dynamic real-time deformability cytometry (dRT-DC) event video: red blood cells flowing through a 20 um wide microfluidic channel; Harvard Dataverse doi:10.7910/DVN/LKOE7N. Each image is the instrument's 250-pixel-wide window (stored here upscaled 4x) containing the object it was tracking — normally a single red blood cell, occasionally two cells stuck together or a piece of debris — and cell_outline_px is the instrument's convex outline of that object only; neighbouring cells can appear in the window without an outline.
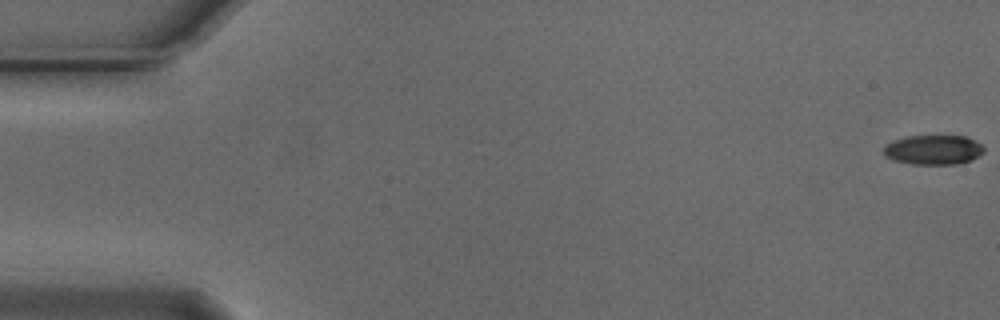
{"species": "Egyptian fruit bat (a non-hibernating species)", "species_latin": "Rousettus aegyptiacus", "temperature_condition": "cold", "stored_images_in_passage": 56, "camera_frame_rate_fps": 3000, "um_per_image_px": 0.085, "animal": {"sex": "male"}, "frame": {"image": 1, "passage_image": 1, "time_ms": 0.0, "image_size_px": [1000, 320], "cell_outline_px": [[984, 152], [972, 160], [960, 164], [912, 164], [896, 160], [884, 156], [884, 148], [892, 140], [908, 136], [964, 136], [980, 144], [984, 148]], "centroid_in_image_um": [79.35, 12.74], "position_along_channel_um": 5.7, "area_um2": 17.17}}
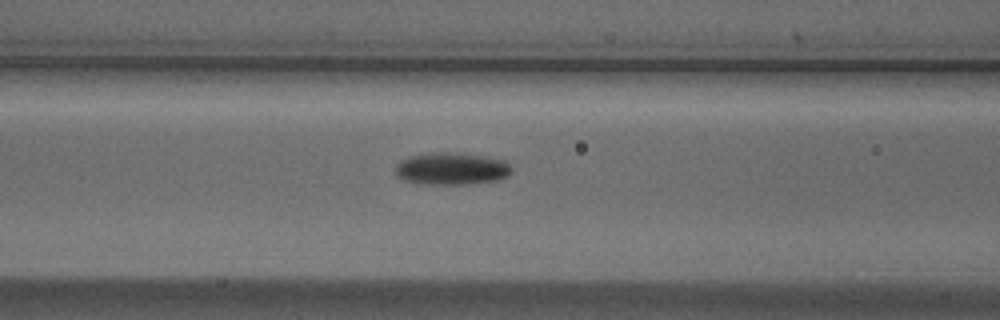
{"frame": {"image": 2, "passage_image": 23, "time_ms": 7.333, "image_size_px": [1000, 320], "cell_outline_px": [[512, 172], [508, 176], [500, 180], [464, 184], [428, 184], [404, 180], [396, 176], [396, 164], [400, 160], [408, 156], [428, 152], [456, 152], [488, 156], [504, 160], [512, 168]], "centroid_in_image_um": [38.39, 14.32], "position_along_channel_um": 128.2, "area_um2": 22.2}}
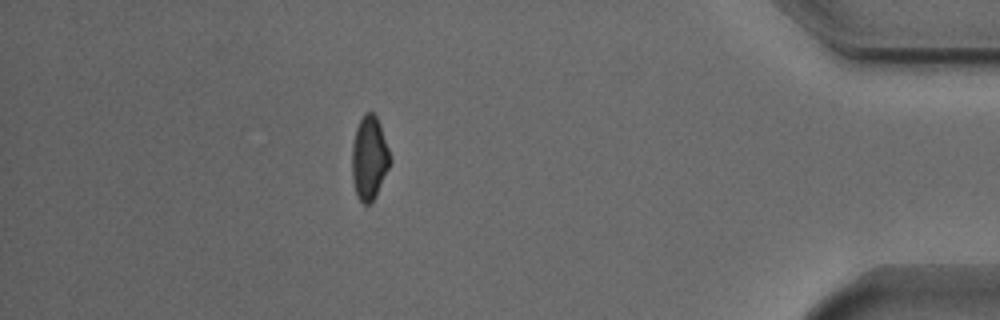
{"frame": {"image": 3, "passage_image": 49, "time_ms": 16.0, "image_size_px": [1000, 320], "cell_outline_px": [[392, 160], [376, 196], [368, 204], [364, 204], [356, 196], [352, 180], [352, 144], [356, 128], [364, 112], [372, 112], [376, 116], [380, 124]], "centroid_in_image_um": [31.38, 13.43], "position_along_channel_um": 403.8, "area_um2": 18.61}, "authors_computed_cell_mechanics": {"area_um2": 19.1607, "velocity_mm_per_s": 3.7363, "shape_relaxation_time_tau1_ms": 4.1739, "shape_relaxation_time_tau2_ms": null, "deformation_change_tau1": 0.1396, "deformation_change_tau2": null}}